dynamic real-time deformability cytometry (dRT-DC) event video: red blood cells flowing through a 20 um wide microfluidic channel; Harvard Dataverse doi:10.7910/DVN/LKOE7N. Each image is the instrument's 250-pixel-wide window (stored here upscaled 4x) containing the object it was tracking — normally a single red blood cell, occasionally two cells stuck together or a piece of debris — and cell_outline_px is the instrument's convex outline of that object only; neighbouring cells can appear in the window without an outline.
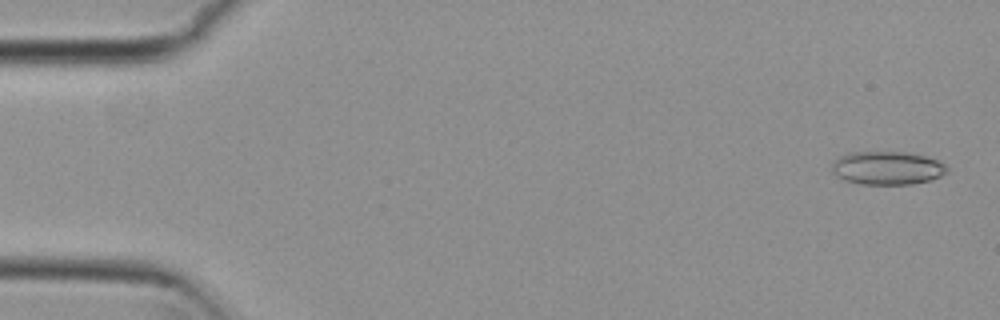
{"species": "common noctule bat (a hibernating species)", "species_latin": "Nyctalus noctula", "temperature_condition": "cold", "stored_images_in_passage": 55, "camera_frame_rate_fps": 3000, "um_per_image_px": 0.085, "animal": {"sex": "female", "body_mass_g": 29.2, "forearm_length_mm": 56.3}, "frame": {"image": 1, "passage_image": 2, "time_ms": 0.333, "image_size_px": [1000, 320], "cell_outline_px": [[948, 172], [932, 180], [912, 184], [860, 184], [844, 180], [836, 176], [832, 172], [832, 160], [848, 152], [904, 152], [924, 156], [936, 160], [944, 164], [948, 168]], "centroid_in_image_um": [75.38, 14.28], "position_along_channel_um": 9.6, "area_um2": 22.48}}
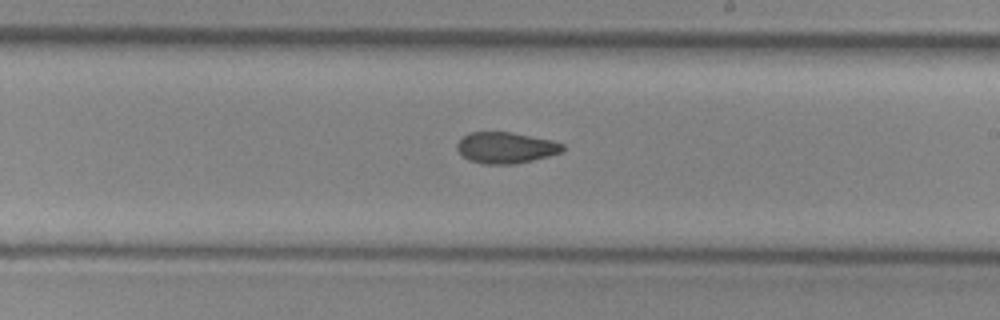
{"frame": {"image": 2, "passage_image": 32, "time_ms": 10.333, "image_size_px": [1000, 320], "cell_outline_px": [[564, 148], [560, 152], [548, 156], [516, 164], [484, 164], [468, 160], [456, 148], [456, 144], [468, 132], [512, 132], [552, 140], [564, 144]], "centroid_in_image_um": [42.98, 12.55], "position_along_channel_um": 246.0, "area_um2": 19.13}}
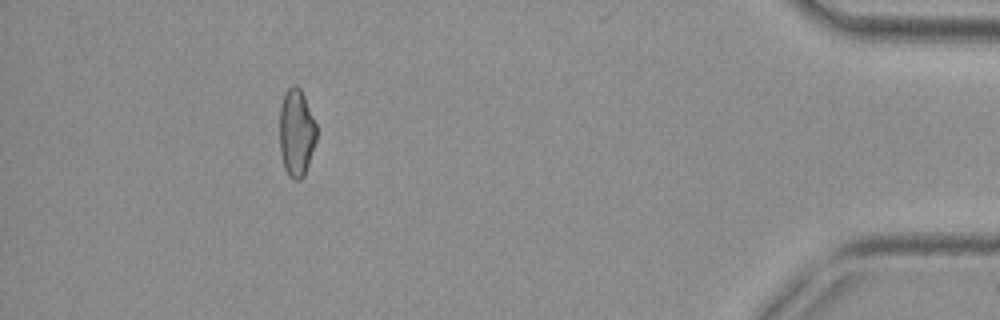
{"frame": {"image": 3, "passage_image": 50, "time_ms": 16.333, "image_size_px": [1000, 320], "cell_outline_px": [[316, 140], [304, 176], [300, 180], [296, 180], [284, 168], [280, 156], [280, 104], [284, 92], [292, 84], [296, 84], [300, 88], [304, 96], [316, 124]], "centroid_in_image_um": [25.18, 11.24], "position_along_channel_um": 410.0, "area_um2": 18.79}, "authors_computed_cell_mechanics": {"area_um2": 19.8832, "velocity_mm_per_s": 3.7505, "shape_relaxation_time_tau1_ms": null, "shape_relaxation_time_tau2_ms": 4.2561, "deformation_change_tau1": null, "deformation_change_tau2": 0.0885}}